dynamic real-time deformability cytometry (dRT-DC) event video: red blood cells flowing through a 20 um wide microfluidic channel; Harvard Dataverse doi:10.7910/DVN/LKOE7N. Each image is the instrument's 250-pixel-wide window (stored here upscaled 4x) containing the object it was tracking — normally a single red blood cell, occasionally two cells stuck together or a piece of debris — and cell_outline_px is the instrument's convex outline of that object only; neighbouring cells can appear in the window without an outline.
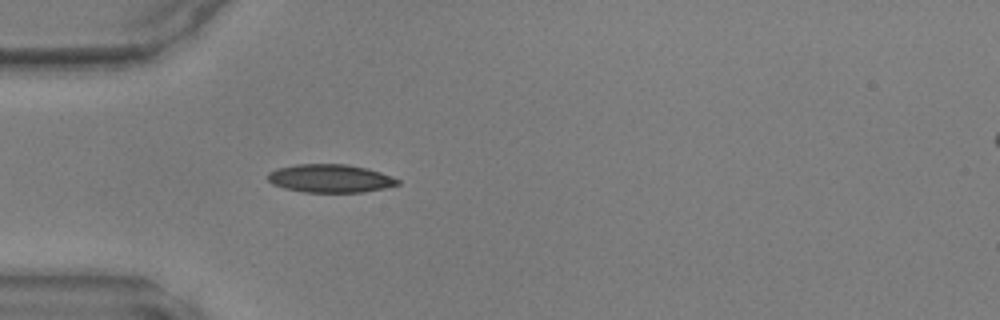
{"species": "common noctule bat (a hibernating species)", "species_latin": "Nyctalus noctula", "temperature_condition": "warm", "stored_images_in_passage": 47, "camera_frame_rate_fps": 3000, "um_per_image_px": 0.085, "animal": {"sex": "male", "body_mass_g": 17.9, "forearm_length_mm": 54.2}, "frame": {"image": 1, "passage_image": 14, "time_ms": 4.333, "image_size_px": [1000, 320], "cell_outline_px": [[400, 184], [384, 188], [364, 192], [304, 192], [284, 188], [272, 184], [268, 180], [268, 172], [276, 168], [296, 164], [348, 164], [368, 168], [380, 172], [400, 180]], "centroid_in_image_um": [28.06, 15.16], "position_along_channel_um": 56.9, "area_um2": 21.44}}
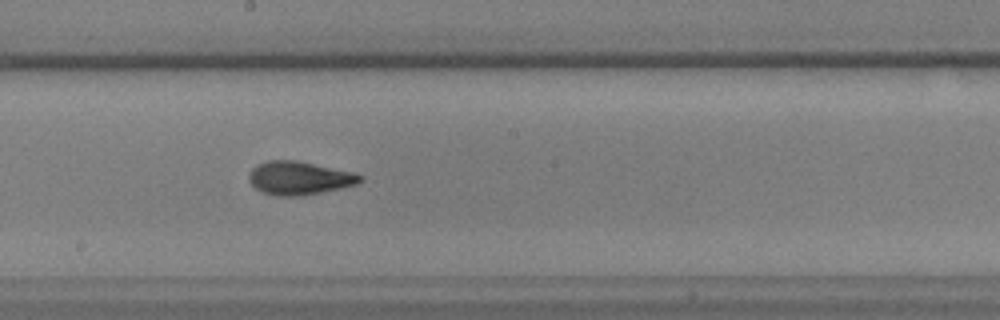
{"frame": {"image": 2, "passage_image": 26, "time_ms": 8.333, "image_size_px": [1000, 320], "cell_outline_px": [[364, 180], [356, 184], [340, 188], [320, 192], [296, 196], [276, 196], [264, 192], [256, 188], [248, 180], [248, 176], [252, 168], [256, 164], [268, 160], [296, 160], [352, 172], [364, 176]], "centroid_in_image_um": [25.42, 15.12], "position_along_channel_um": 222.8, "area_um2": 21.44}}
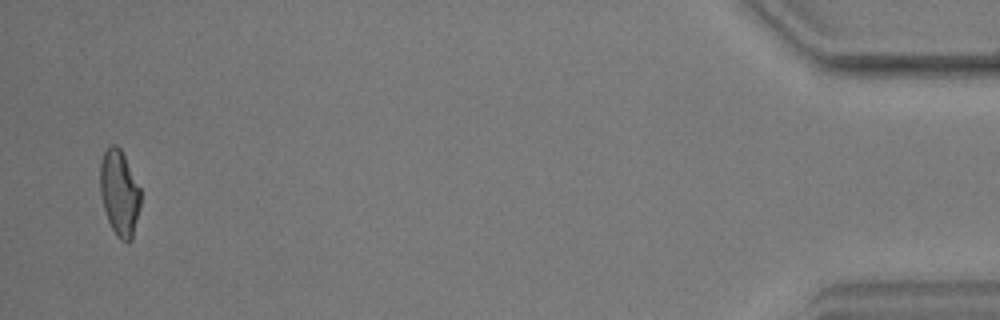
{"frame": {"image": 3, "passage_image": 46, "time_ms": 15.0, "image_size_px": [1000, 320], "cell_outline_px": [[140, 208], [132, 240], [128, 244], [120, 240], [116, 236], [108, 220], [104, 208], [100, 192], [100, 164], [104, 152], [108, 144], [116, 144], [120, 148], [140, 188]], "centroid_in_image_um": [10.15, 16.42], "position_along_channel_um": 425.1, "area_um2": 20.29}}